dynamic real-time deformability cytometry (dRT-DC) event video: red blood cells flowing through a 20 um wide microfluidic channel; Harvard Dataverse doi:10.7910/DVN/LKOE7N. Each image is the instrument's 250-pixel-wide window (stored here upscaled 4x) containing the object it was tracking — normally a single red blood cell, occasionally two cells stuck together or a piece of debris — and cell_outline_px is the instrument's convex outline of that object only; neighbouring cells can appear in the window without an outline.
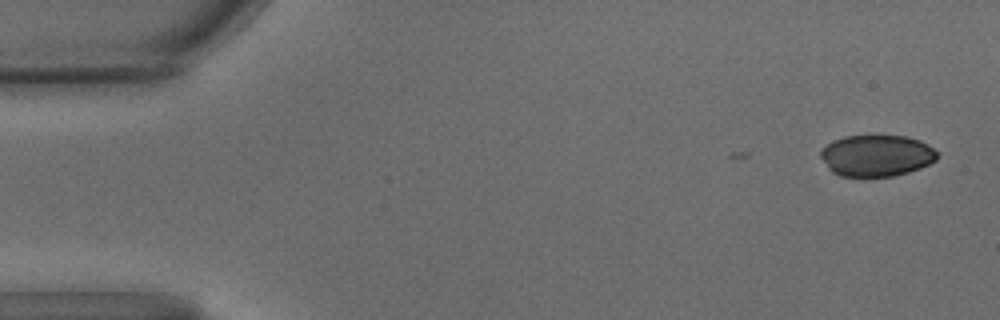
{"species": "common noctule bat (a hibernating species)", "species_latin": "Nyctalus noctula", "temperature_condition": "warm", "stored_images_in_passage": 10, "camera_frame_rate_fps": 3000, "um_per_image_px": 0.085, "animal": {"sex": "male", "body_mass_g": 15.6}, "frame": {"image": 1, "passage_image": 1, "time_ms": 0.0, "image_size_px": [1000, 320], "cell_outline_px": [[936, 160], [920, 168], [908, 172], [892, 176], [840, 176], [832, 172], [828, 168], [820, 156], [820, 148], [832, 140], [844, 136], [904, 136], [920, 140], [932, 148], [936, 152]], "centroid_in_image_um": [74.45, 13.22], "position_along_channel_um": 10.5, "area_um2": 28.09}}